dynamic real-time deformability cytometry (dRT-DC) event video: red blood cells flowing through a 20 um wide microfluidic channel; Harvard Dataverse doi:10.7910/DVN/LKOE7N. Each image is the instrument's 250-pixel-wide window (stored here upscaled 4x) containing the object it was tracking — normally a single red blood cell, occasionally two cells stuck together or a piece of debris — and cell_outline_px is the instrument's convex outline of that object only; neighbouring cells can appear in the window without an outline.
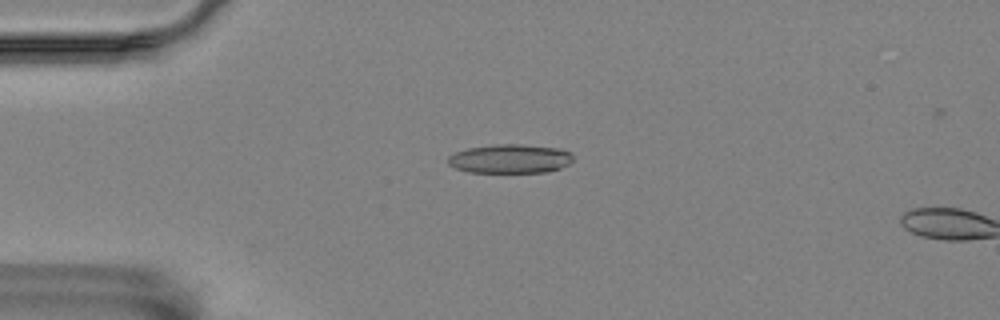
{"species": "Egyptian fruit bat (a non-hibernating species)", "species_latin": "Rousettus aegyptiacus", "temperature_condition": "room temperature", "stored_images_in_passage": 3, "camera_frame_rate_fps": 3000, "um_per_image_px": 0.085, "animal": {"sex": "female"}, "frame": {"image": 1, "passage_image": 1, "time_ms": 0.0, "image_size_px": [1000, 320], "cell_outline_px": [[572, 160], [568, 164], [560, 168], [548, 172], [468, 172], [456, 168], [448, 164], [448, 156], [456, 152], [468, 148], [496, 144], [520, 144], [560, 148], [568, 152], [572, 156]], "centroid_in_image_um": [43.35, 13.49], "position_along_channel_um": 41.7, "area_um2": 21.04}}